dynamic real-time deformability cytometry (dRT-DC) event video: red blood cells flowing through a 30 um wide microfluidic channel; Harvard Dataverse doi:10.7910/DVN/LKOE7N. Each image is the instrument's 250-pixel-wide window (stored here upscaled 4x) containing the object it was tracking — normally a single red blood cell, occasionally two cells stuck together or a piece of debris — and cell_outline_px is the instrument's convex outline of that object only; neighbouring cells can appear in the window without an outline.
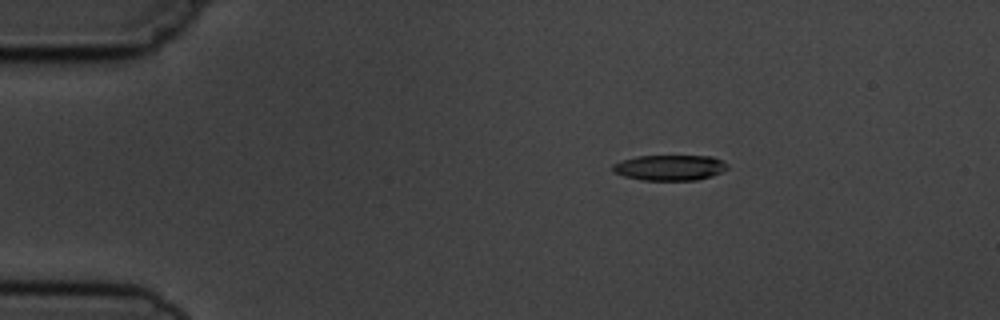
{"species": "common noctule bat (a hibernating species)", "species_latin": "Nyctalus noctula", "temperature_condition": "cold", "stored_images_in_passage": 4, "camera_frame_rate_fps": 3000, "um_per_image_px": 0.085, "animal": {"sex": "male", "body_mass_g": 19.5, "forearm_length_mm": 54.6}, "frame": {"image": 1, "passage_image": 2, "time_ms": 1.0, "image_size_px": [1000, 320], "cell_outline_px": [[728, 168], [712, 176], [696, 180], [640, 180], [624, 176], [612, 172], [612, 164], [636, 156], [712, 156], [724, 160], [728, 164]], "centroid_in_image_um": [56.94, 14.25], "position_along_channel_um": 28.1, "area_um2": 17.17}}